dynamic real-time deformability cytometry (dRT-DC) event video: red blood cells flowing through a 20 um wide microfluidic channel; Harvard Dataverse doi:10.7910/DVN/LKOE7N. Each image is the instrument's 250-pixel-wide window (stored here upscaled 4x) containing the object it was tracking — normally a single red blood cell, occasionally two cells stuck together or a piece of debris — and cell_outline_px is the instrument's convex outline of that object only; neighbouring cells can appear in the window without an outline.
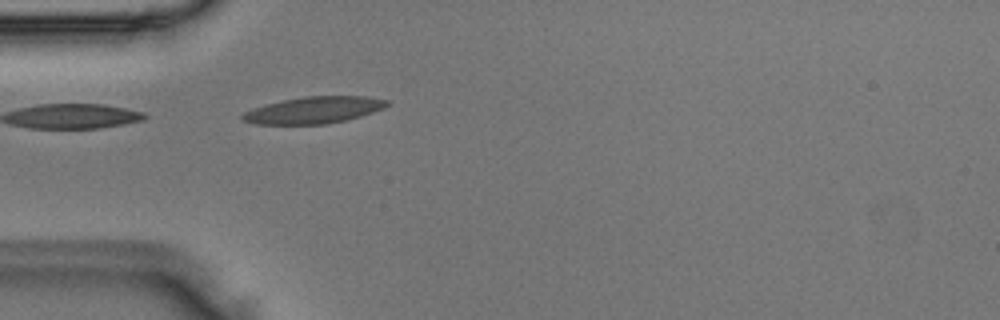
{"species": "Egyptian fruit bat (a non-hibernating species)", "species_latin": "Rousettus aegyptiacus", "temperature_condition": "room temperature", "stored_images_in_passage": 1, "camera_frame_rate_fps": 3000, "um_per_image_px": 0.085, "animal": {"sex": "male"}, "frame": {"image": 1, "passage_image": 1, "time_ms": 0.0, "image_size_px": [1000, 320], "cell_outline_px": [[388, 104], [384, 108], [360, 116], [344, 120], [324, 124], [256, 124], [244, 120], [240, 116], [244, 112], [252, 108], [284, 100], [304, 96], [368, 96], [388, 100]], "centroid_in_image_um": [26.68, 9.35], "position_along_channel_um": 58.3, "area_um2": 22.25}}